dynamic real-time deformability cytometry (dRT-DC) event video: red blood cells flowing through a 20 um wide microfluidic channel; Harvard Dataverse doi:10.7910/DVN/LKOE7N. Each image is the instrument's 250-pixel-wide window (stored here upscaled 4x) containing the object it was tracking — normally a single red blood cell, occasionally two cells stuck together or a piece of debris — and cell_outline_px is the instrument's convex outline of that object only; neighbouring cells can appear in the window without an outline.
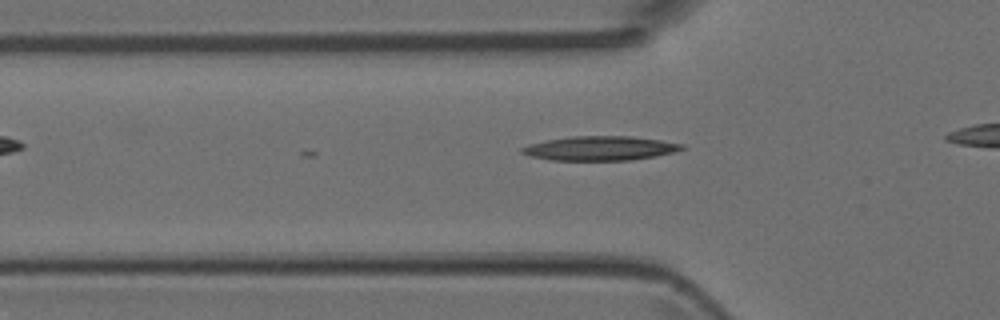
{"species": "Egyptian fruit bat (a non-hibernating species)", "species_latin": "Rousettus aegyptiacus", "temperature_condition": "room temperature", "stored_images_in_passage": 5, "camera_frame_rate_fps": 3000, "um_per_image_px": 0.085, "animal": {"sex": "female"}, "frame": {"image": 1, "passage_image": 5, "time_ms": 1.333, "image_size_px": [1000, 320], "cell_outline_px": [[684, 148], [672, 152], [656, 156], [632, 160], [552, 160], [532, 156], [520, 152], [520, 148], [528, 144], [548, 140], [572, 136], [632, 136], [660, 140], [684, 144]], "centroid_in_image_um": [51.0, 12.6], "position_along_channel_um": 74.8, "area_um2": 22.48}}